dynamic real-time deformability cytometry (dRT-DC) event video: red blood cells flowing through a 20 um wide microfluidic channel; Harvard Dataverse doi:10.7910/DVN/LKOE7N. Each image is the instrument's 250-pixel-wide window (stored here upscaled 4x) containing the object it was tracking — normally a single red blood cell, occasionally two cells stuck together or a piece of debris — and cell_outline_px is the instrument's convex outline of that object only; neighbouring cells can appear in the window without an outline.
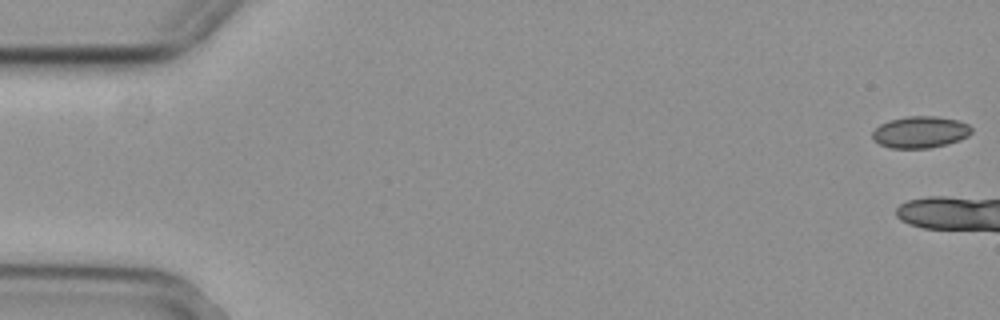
{"species": "common noctule bat (a hibernating species)", "species_latin": "Nyctalus noctula", "temperature_condition": "cold", "stored_images_in_passage": 10, "camera_frame_rate_fps": 3000, "um_per_image_px": 0.085, "animal": {"sex": "female", "body_mass_g": 29.2, "forearm_length_mm": 56.3}, "frame": {"image": 1, "passage_image": 1, "time_ms": 0.0, "image_size_px": [1000, 320], "cell_outline_px": [[972, 132], [968, 136], [960, 140], [928, 148], [888, 148], [872, 140], [872, 132], [880, 124], [888, 120], [908, 116], [936, 116], [956, 120], [968, 124], [972, 128]], "centroid_in_image_um": [78.19, 11.23], "position_along_channel_um": 6.8, "area_um2": 18.32}}